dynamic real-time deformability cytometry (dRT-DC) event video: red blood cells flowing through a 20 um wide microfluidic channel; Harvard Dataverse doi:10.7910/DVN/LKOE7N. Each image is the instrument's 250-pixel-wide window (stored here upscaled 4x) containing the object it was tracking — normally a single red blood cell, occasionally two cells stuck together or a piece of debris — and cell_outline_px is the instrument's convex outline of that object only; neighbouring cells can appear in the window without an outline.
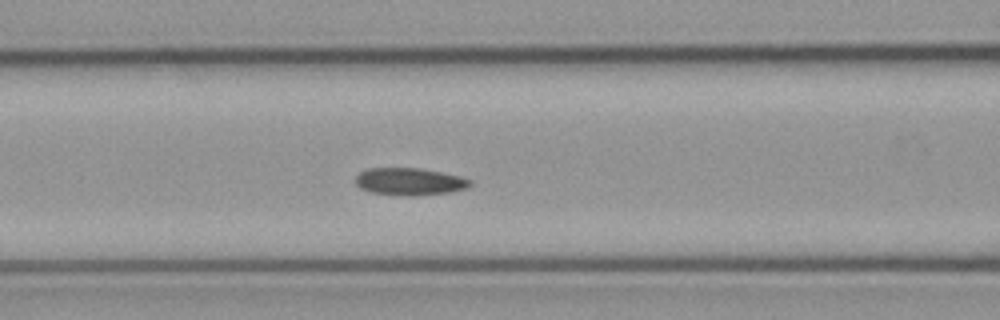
{"species": "common noctule bat (a hibernating species)", "species_latin": "Nyctalus noctula", "temperature_condition": "cold", "stored_images_in_passage": 47, "camera_frame_rate_fps": 3000, "um_per_image_px": 0.085, "animal": {"sex": "male", "body_mass_g": 23.1, "forearm_length_mm": 52.7}, "frame": {"image": 1, "passage_image": 14, "time_ms": 4.333, "image_size_px": [1000, 320], "cell_outline_px": [[472, 184], [468, 188], [448, 192], [416, 196], [404, 196], [368, 192], [360, 188], [356, 184], [356, 176], [360, 172], [368, 168], [420, 168], [460, 176], [472, 180]], "centroid_in_image_um": [34.81, 15.44], "position_along_channel_um": 131.8, "area_um2": 18.38}}
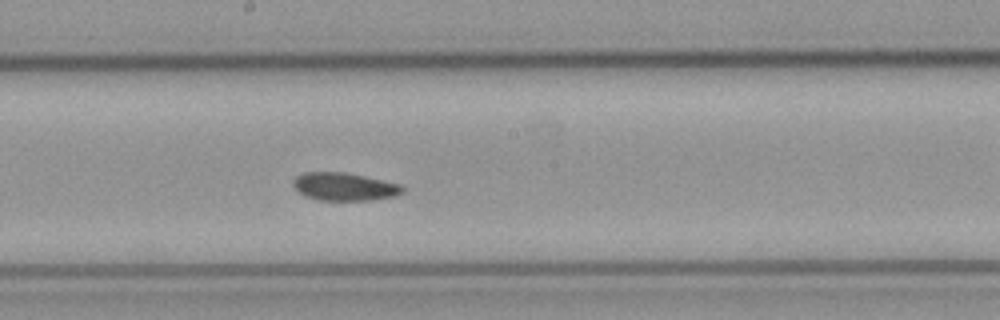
{"frame": {"image": 2, "passage_image": 21, "time_ms": 6.667, "image_size_px": [1000, 320], "cell_outline_px": [[404, 192], [396, 196], [368, 200], [316, 200], [304, 196], [296, 192], [292, 184], [292, 180], [296, 176], [304, 172], [344, 172], [364, 176], [400, 184], [404, 188]], "centroid_in_image_um": [29.21, 15.87], "position_along_channel_um": 219.0, "area_um2": 17.98}}
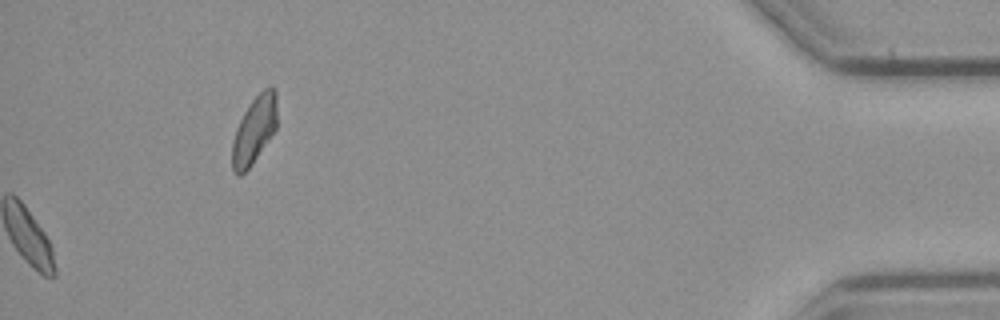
{"frame": {"image": 3, "passage_image": 47, "time_ms": 15.333, "image_size_px": [1000, 320], "cell_outline_px": [[276, 128], [252, 164], [240, 176], [236, 176], [232, 168], [232, 140], [236, 128], [244, 112], [252, 100], [268, 84], [272, 84], [276, 88]], "centroid_in_image_um": [21.61, 11.02], "position_along_channel_um": 413.6, "area_um2": 17.63}, "authors_computed_cell_mechanics": {"area_um2": 18.0336, "velocity_mm_per_s": 3.7352, "shape_relaxation_time_tau1_ms": 7.4566, "shape_relaxation_time_tau2_ms": 3.0379, "deformation_change_tau1": 0.1244, "deformation_change_tau2": 0.0585}}